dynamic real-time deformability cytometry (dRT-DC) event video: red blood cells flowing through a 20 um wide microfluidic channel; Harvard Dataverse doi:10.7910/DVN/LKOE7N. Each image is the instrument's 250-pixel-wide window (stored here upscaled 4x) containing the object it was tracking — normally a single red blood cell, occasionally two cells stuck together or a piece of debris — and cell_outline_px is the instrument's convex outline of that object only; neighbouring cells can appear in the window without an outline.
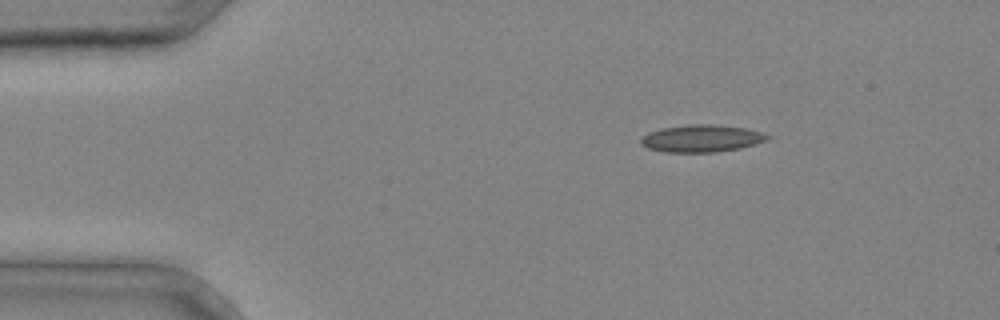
{"species": "common noctule bat (a hibernating species)", "species_latin": "Nyctalus noctula", "temperature_condition": "cold", "stored_images_in_passage": 2, "camera_frame_rate_fps": 3000, "um_per_image_px": 0.085, "animal": {"sex": "male", "body_mass_g": 20.4}, "frame": {"image": 1, "passage_image": 1, "time_ms": 0.0, "image_size_px": [1000, 320], "cell_outline_px": [[772, 136], [764, 140], [740, 148], [716, 152], [664, 152], [648, 148], [640, 144], [640, 140], [648, 132], [660, 128], [688, 124], [712, 124], [744, 128], [764, 132]], "centroid_in_image_um": [59.6, 11.76], "position_along_channel_um": 25.4, "area_um2": 20.06}}